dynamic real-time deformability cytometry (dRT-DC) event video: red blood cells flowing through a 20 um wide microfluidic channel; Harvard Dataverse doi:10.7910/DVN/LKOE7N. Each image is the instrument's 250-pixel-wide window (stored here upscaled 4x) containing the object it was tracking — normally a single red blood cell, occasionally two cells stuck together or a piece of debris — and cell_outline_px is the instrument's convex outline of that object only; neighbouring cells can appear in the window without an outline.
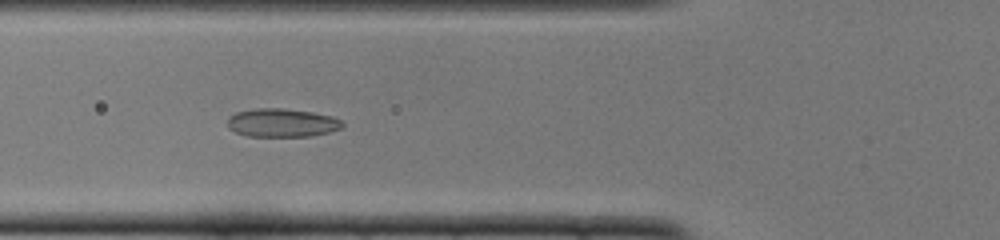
{"species": "common noctule bat (a hibernating species)", "species_latin": "Nyctalus noctula", "temperature_condition": "cold", "stored_images_in_passage": 36, "camera_frame_rate_fps": 3000, "um_per_image_px": 0.085, "animal": {"sex": "female", "body_mass_g": 22.0, "forearm_length_mm": 56.7}, "frame": {"image": 1, "passage_image": 3, "time_ms": 0.667, "image_size_px": [1000, 240], "cell_outline_px": [[344, 124], [340, 128], [328, 132], [312, 136], [248, 136], [236, 132], [228, 128], [228, 116], [236, 112], [256, 108], [284, 108], [312, 112], [332, 116], [340, 120]], "centroid_in_image_um": [23.94, 10.43], "position_along_channel_um": 101.9, "area_um2": 19.02}}
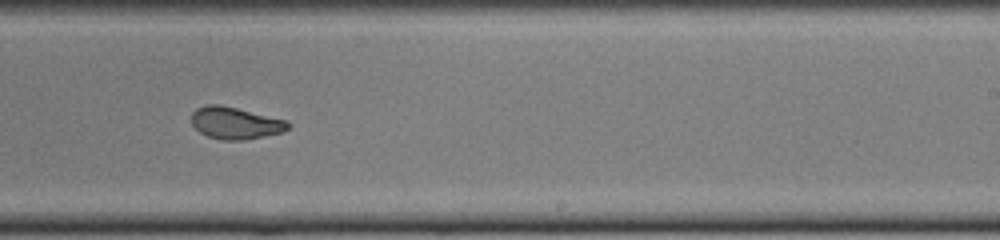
{"frame": {"image": 2, "passage_image": 16, "time_ms": 5.0, "image_size_px": [1000, 240], "cell_outline_px": [[292, 124], [288, 128], [280, 132], [264, 136], [244, 140], [220, 140], [208, 136], [200, 132], [192, 124], [192, 112], [196, 108], [204, 104], [220, 104], [288, 120]], "centroid_in_image_um": [20.0, 10.44], "position_along_channel_um": 269.0, "area_um2": 18.09}}
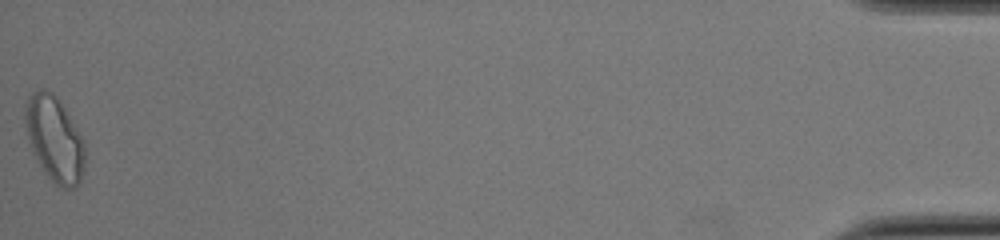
{"frame": {"image": 3, "passage_image": 36, "time_ms": 11.667, "image_size_px": [1000, 240], "cell_outline_px": [[84, 168], [80, 184], [76, 188], [60, 188], [48, 176], [32, 152], [24, 120], [24, 104], [28, 96], [32, 92], [40, 88], [44, 88], [52, 92], [60, 100], [80, 136], [84, 144]], "centroid_in_image_um": [4.61, 11.79], "position_along_channel_um": 430.6, "area_um2": 29.59}}